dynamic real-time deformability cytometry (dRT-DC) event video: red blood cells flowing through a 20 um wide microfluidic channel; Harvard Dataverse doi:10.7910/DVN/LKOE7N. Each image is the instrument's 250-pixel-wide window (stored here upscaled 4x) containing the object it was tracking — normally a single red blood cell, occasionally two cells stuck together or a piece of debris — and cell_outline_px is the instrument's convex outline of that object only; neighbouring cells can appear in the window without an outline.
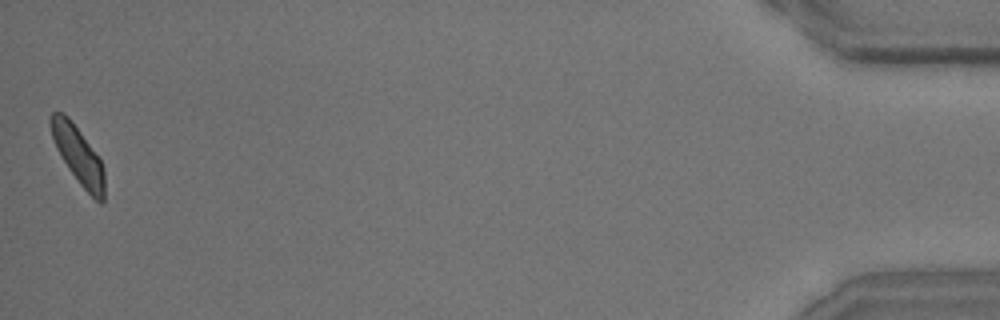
{"species": "common noctule bat (a hibernating species)", "species_latin": "Nyctalus noctula", "temperature_condition": "room temperature", "stored_images_in_passage": 40, "camera_frame_rate_fps": 3000, "um_per_image_px": 0.085, "animal": {"sex": "male", "body_mass_g": 15.6}, "frame": {"image": 1, "passage_image": 40, "time_ms": 13.0, "image_size_px": [1000, 320], "cell_outline_px": [[104, 200], [100, 204], [80, 184], [68, 168], [56, 148], [52, 136], [48, 120], [48, 116], [52, 112], [64, 112], [68, 116], [80, 132], [100, 160], [104, 168]], "centroid_in_image_um": [6.61, 13.16], "position_along_channel_um": 428.6, "area_um2": 17.74}, "authors_computed_cell_mechanics": {"area_um2": 18.7272, "velocity_mm_per_s": 3.649, "shape_relaxation_time_tau1_ms": 4.5193, "shape_relaxation_time_tau2_ms": 1.5148, "deformation_change_tau1": 0.146, "deformation_change_tau2": 0.0726}}